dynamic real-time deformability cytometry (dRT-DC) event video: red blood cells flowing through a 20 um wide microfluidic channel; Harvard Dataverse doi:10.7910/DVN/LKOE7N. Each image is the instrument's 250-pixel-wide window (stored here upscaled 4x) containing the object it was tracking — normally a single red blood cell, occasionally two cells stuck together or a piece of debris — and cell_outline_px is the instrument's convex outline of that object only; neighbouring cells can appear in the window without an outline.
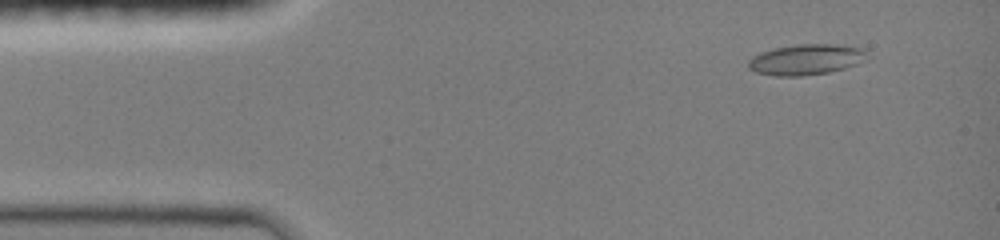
{"species": "common noctule bat (a hibernating species)", "species_latin": "Nyctalus noctula", "temperature_condition": "room temperature", "stored_images_in_passage": 11, "camera_frame_rate_fps": 3000, "um_per_image_px": 0.085, "animal": {"sex": "female", "body_mass_g": 19.0, "forearm_length_mm": 51.5}, "frame": {"image": 1, "passage_image": 4, "time_ms": 1.0, "image_size_px": [1000, 240], "cell_outline_px": [[872, 56], [868, 60], [844, 68], [828, 72], [800, 76], [776, 76], [756, 72], [748, 68], [748, 60], [752, 56], [760, 52], [772, 48], [796, 44], [832, 44], [864, 48]], "centroid_in_image_um": [68.55, 5.05], "position_along_channel_um": 16.4, "area_um2": 21.56}}